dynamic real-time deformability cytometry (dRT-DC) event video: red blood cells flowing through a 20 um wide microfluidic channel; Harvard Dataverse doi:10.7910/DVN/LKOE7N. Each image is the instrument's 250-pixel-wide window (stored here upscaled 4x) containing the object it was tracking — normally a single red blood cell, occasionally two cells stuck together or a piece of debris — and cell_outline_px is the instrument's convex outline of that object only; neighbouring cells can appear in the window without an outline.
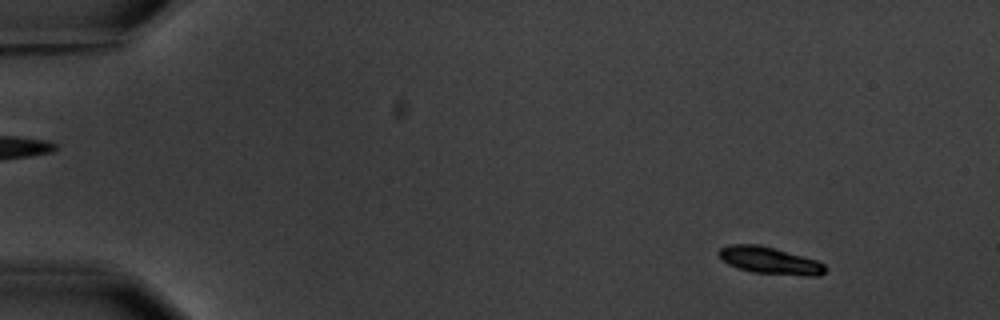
{"species": "common noctule bat (a hibernating species)", "species_latin": "Nyctalus noctula", "temperature_condition": "warm", "stored_images_in_passage": 5, "camera_frame_rate_fps": 3000, "um_per_image_px": 0.085, "animal": {"sex": "male", "body_mass_g": 20.1, "forearm_length_mm": 53.5}, "frame": {"image": 1, "passage_image": 2, "time_ms": 1.0, "image_size_px": [1000, 320], "cell_outline_px": [[824, 272], [820, 276], [808, 276], [752, 272], [736, 268], [728, 264], [716, 252], [720, 248], [732, 244], [760, 244], [816, 260], [824, 264]], "centroid_in_image_um": [65.4, 22.14], "position_along_channel_um": 19.6, "area_um2": 16.65}}
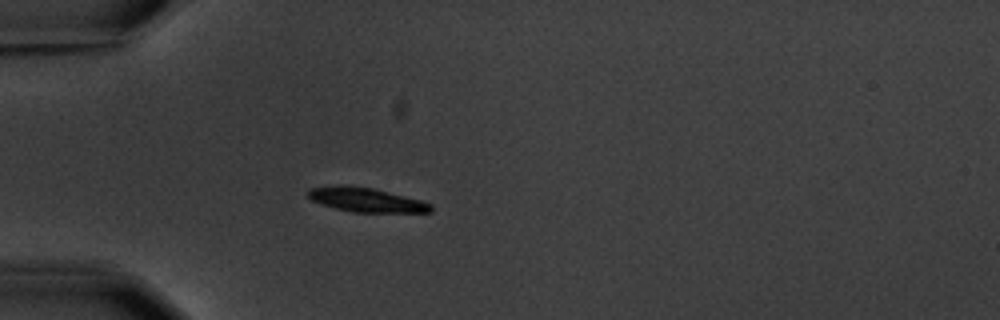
{"frame": {"image": 2, "passage_image": 5, "time_ms": 4.667, "image_size_px": [1000, 320], "cell_outline_px": [[432, 212], [352, 212], [336, 208], [312, 200], [308, 196], [308, 188], [340, 184], [344, 184], [372, 188], [420, 200], [432, 204]], "centroid_in_image_um": [31.1, 16.97], "position_along_channel_um": 53.9, "area_um2": 17.17}}